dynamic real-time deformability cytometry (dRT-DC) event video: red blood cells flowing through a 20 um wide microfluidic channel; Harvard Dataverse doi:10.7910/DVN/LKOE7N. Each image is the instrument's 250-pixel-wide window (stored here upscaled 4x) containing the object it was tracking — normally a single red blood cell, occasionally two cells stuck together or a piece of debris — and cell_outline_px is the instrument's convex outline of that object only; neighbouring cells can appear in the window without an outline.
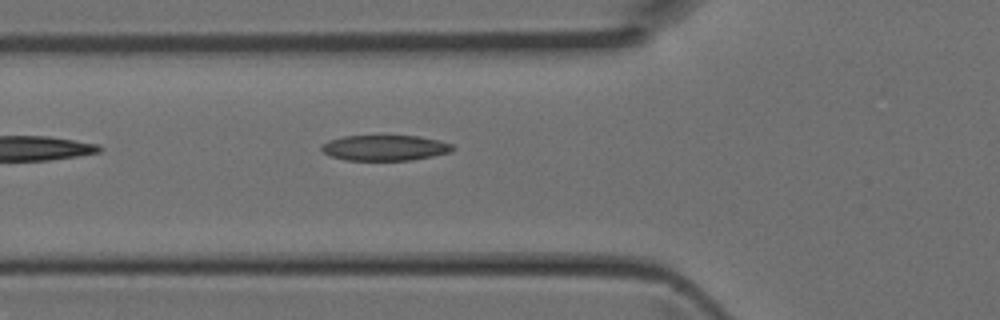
{"species": "Egyptian fruit bat (a non-hibernating species)", "species_latin": "Rousettus aegyptiacus", "temperature_condition": "room temperature", "stored_images_in_passage": 14, "camera_frame_rate_fps": 3000, "um_per_image_px": 0.085, "animal": {"sex": "female"}, "frame": {"image": 1, "passage_image": 2, "time_ms": 0.333, "image_size_px": [1000, 320], "cell_outline_px": [[456, 148], [452, 152], [412, 160], [348, 160], [332, 156], [324, 152], [320, 148], [320, 144], [328, 140], [344, 136], [420, 136], [452, 144]], "centroid_in_image_um": [32.72, 12.56], "position_along_channel_um": 93.1, "area_um2": 19.48}}
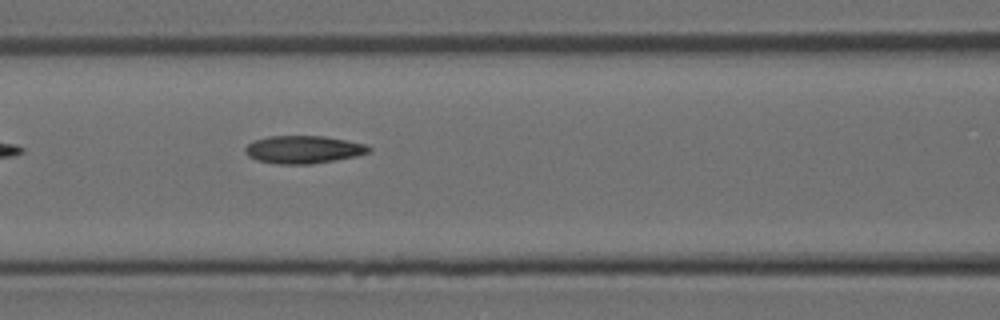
{"frame": {"image": 2, "passage_image": 5, "time_ms": 1.333, "image_size_px": [1000, 320], "cell_outline_px": [[372, 148], [368, 152], [356, 156], [312, 164], [276, 164], [256, 160], [248, 156], [244, 152], [244, 148], [248, 144], [256, 140], [268, 136], [324, 136], [368, 144]], "centroid_in_image_um": [25.78, 12.71], "position_along_channel_um": 140.8, "area_um2": 20.06}}
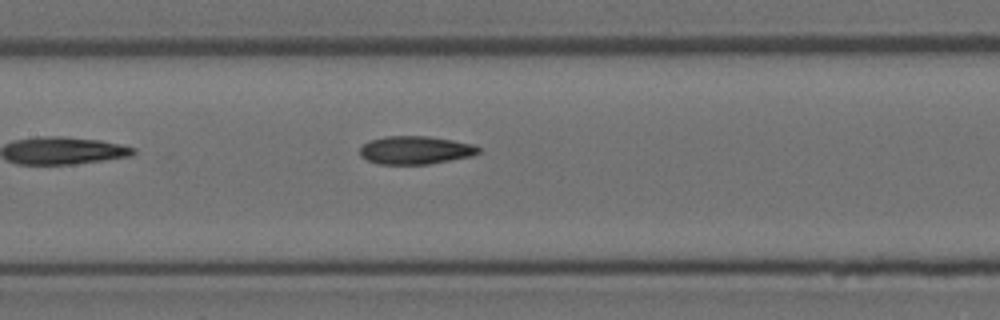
{"frame": {"image": 3, "passage_image": 7, "time_ms": 2.0, "image_size_px": [1000, 320], "cell_outline_px": [[480, 152], [472, 156], [428, 164], [376, 164], [360, 156], [360, 148], [368, 140], [384, 136], [428, 136], [476, 144], [480, 148]], "centroid_in_image_um": [35.31, 12.75], "position_along_channel_um": 172.1, "area_um2": 19.59}}